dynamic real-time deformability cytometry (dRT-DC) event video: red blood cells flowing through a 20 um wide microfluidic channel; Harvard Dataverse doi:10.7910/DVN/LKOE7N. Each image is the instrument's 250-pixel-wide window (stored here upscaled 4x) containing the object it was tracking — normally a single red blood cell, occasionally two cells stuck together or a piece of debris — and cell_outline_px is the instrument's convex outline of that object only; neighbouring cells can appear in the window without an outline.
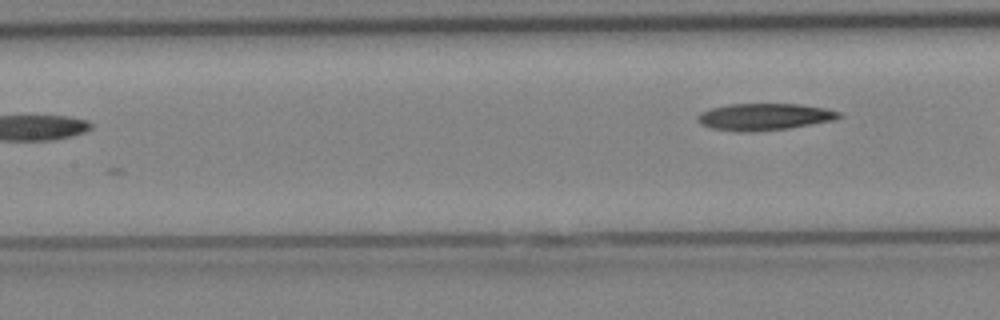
{"species": "Egyptian fruit bat (a non-hibernating species)", "species_latin": "Rousettus aegyptiacus", "temperature_condition": "cold", "stored_images_in_passage": 13, "segment_of_instrument_passage": [2, 2], "camera_frame_rate_fps": 3000, "um_per_image_px": 0.085, "animal": {"sex": "female"}, "frame": {"image": 1, "passage_image": 13, "time_ms": 4.0, "image_size_px": [1000, 320], "cell_outline_px": [[844, 116], [836, 120], [788, 128], [752, 132], [740, 132], [712, 128], [700, 124], [696, 120], [696, 116], [700, 112], [712, 108], [728, 104], [800, 104], [824, 108], [840, 112]], "centroid_in_image_um": [64.96, 9.93], "position_along_channel_um": 142.4, "area_um2": 22.25}}